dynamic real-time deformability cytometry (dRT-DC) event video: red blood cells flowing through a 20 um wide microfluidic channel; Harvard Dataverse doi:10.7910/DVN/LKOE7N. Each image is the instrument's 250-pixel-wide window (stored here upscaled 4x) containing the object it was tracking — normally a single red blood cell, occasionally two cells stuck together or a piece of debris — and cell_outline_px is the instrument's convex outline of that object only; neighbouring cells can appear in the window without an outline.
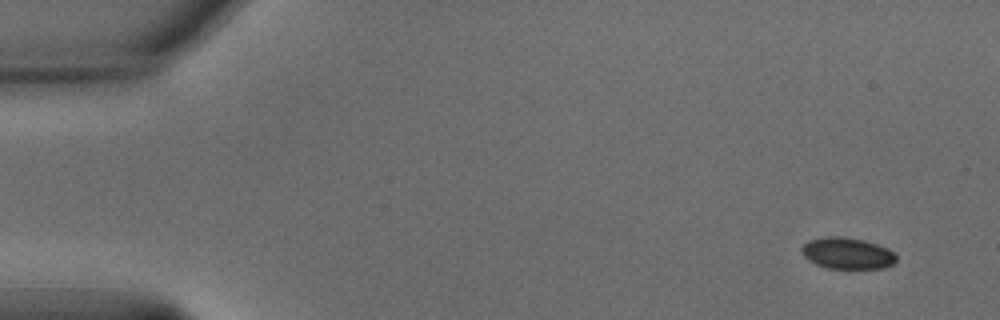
{"species": "common noctule bat (a hibernating species)", "species_latin": "Nyctalus noctula", "temperature_condition": "warm", "stored_images_in_passage": 53, "camera_frame_rate_fps": 3000, "um_per_image_px": 0.085, "animal": {"sex": "male", "body_mass_g": 15.6}, "frame": {"image": 1, "passage_image": 1, "time_ms": 0.0, "image_size_px": [1000, 320], "cell_outline_px": [[896, 260], [892, 264], [884, 268], [828, 268], [816, 264], [804, 256], [800, 252], [800, 248], [808, 240], [824, 236], [844, 236], [864, 240], [888, 248], [896, 256]], "centroid_in_image_um": [71.99, 21.51], "position_along_channel_um": 13.0, "area_um2": 17.34}}
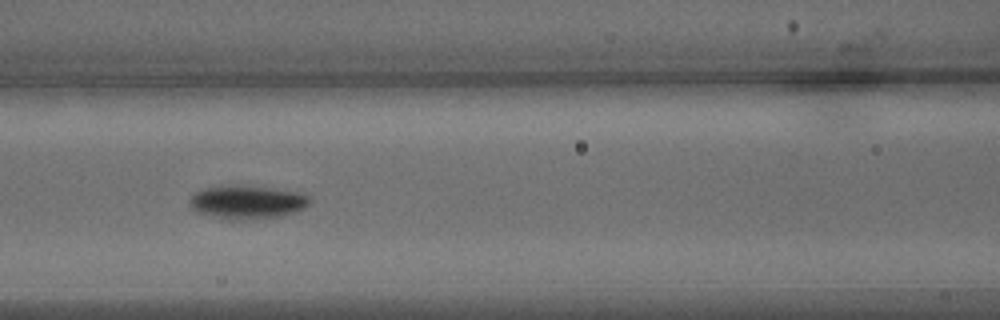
{"frame": {"image": 2, "passage_image": 22, "time_ms": 7.0, "image_size_px": [1000, 320], "cell_outline_px": [[312, 200], [304, 208], [296, 212], [276, 216], [252, 220], [232, 220], [212, 216], [196, 212], [188, 204], [192, 196], [196, 192], [204, 188], [236, 184], [240, 184], [300, 192], [308, 196]], "centroid_in_image_um": [21.0, 17.17], "position_along_channel_um": 145.6, "area_um2": 23.58}}
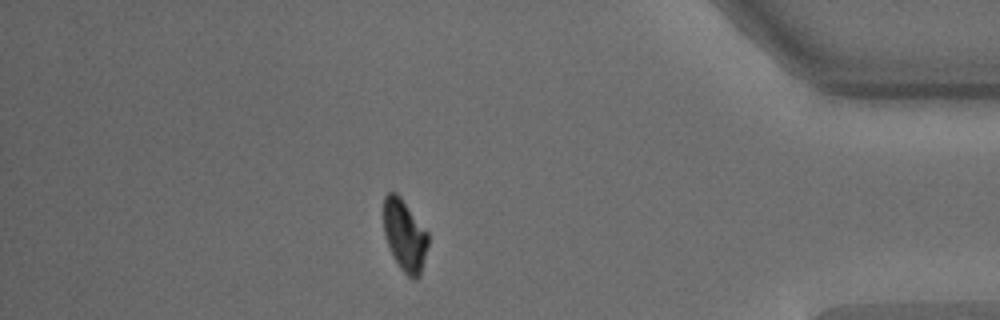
{"frame": {"image": 3, "passage_image": 46, "time_ms": 15.0, "image_size_px": [1000, 320], "cell_outline_px": [[428, 244], [420, 276], [416, 280], [412, 280], [400, 268], [384, 236], [384, 196], [388, 192], [396, 192], [400, 196], [428, 232]], "centroid_in_image_um": [34.41, 20.01], "position_along_channel_um": 400.8, "area_um2": 18.44}, "authors_computed_cell_mechanics": {"area_um2": 20.4034, "velocity_mm_per_s": 3.6482, "shape_relaxation_time_tau1_ms": 2.1085, "shape_relaxation_time_tau2_ms": null, "deformation_change_tau1": 0.1216, "deformation_change_tau2": null}}